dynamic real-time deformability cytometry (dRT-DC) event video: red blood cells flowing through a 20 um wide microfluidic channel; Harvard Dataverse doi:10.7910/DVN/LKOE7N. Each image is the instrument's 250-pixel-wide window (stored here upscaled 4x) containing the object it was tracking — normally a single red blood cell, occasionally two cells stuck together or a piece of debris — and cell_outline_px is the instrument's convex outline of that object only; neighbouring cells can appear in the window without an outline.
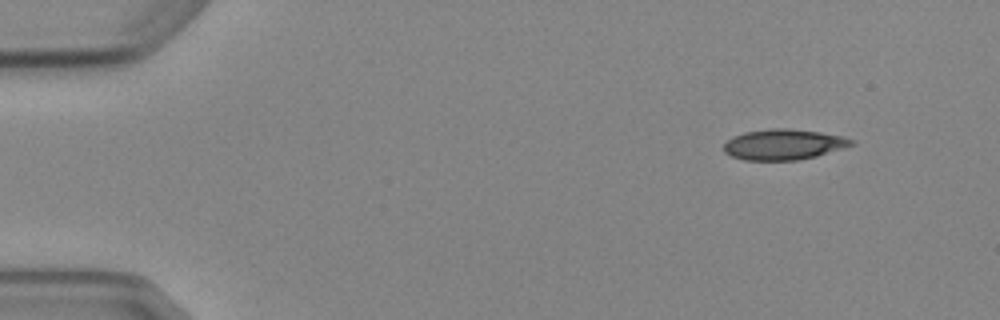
{"species": "Egyptian fruit bat (a non-hibernating species)", "species_latin": "Rousettus aegyptiacus", "temperature_condition": "cold", "stored_images_in_passage": 6, "segment_of_instrument_passage": [2, 2], "camera_frame_rate_fps": 3000, "um_per_image_px": 0.085, "animal": {"sex": "female"}, "frame": {"image": 1, "passage_image": 6, "time_ms": 6.0, "image_size_px": [1000, 320], "cell_outline_px": [[856, 144], [816, 156], [796, 160], [744, 160], [732, 156], [724, 152], [724, 144], [732, 136], [744, 132], [768, 128], [788, 128], [820, 132], [844, 136], [856, 140]], "centroid_in_image_um": [66.62, 12.27], "position_along_channel_um": 18.4, "area_um2": 22.89}}